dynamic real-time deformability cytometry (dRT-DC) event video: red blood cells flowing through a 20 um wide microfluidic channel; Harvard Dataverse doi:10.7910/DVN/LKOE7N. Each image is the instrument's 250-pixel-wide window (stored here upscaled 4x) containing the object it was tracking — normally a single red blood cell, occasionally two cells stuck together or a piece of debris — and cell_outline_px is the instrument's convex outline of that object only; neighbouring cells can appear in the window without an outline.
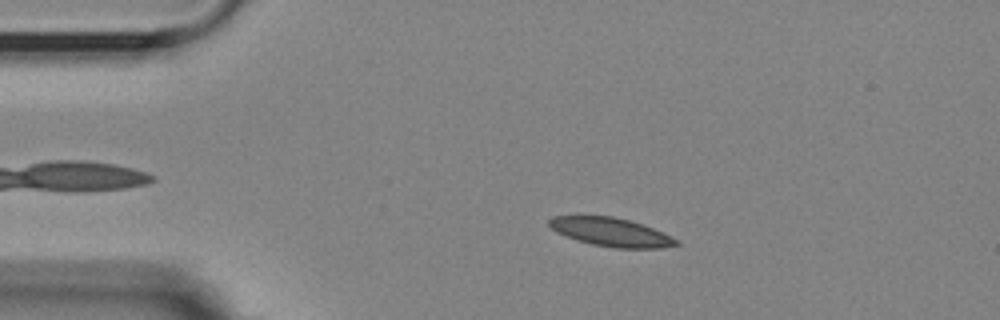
{"species": "Egyptian fruit bat (a non-hibernating species)", "species_latin": "Rousettus aegyptiacus", "temperature_condition": "room temperature", "stored_images_in_passage": 49, "camera_frame_rate_fps": 3000, "um_per_image_px": 0.085, "animal": {"sex": "female"}, "frame": {"image": 1, "passage_image": 4, "time_ms": 1.0, "image_size_px": [1000, 320], "cell_outline_px": [[680, 244], [660, 248], [612, 248], [592, 244], [556, 232], [548, 224], [548, 220], [552, 216], [612, 216], [628, 220], [652, 228], [680, 240]], "centroid_in_image_um": [51.95, 19.73], "position_along_channel_um": 33.1, "area_um2": 20.87}}
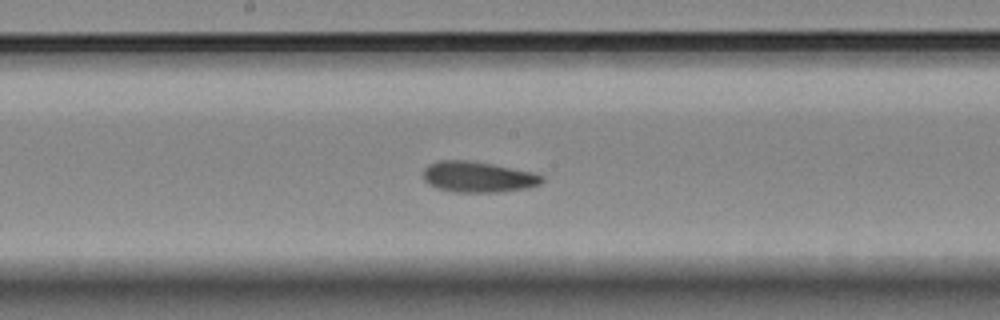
{"frame": {"image": 2, "passage_image": 22, "time_ms": 7.0, "image_size_px": [1000, 320], "cell_outline_px": [[544, 180], [540, 184], [528, 188], [504, 192], [452, 192], [436, 188], [428, 184], [424, 180], [424, 168], [428, 164], [436, 160], [468, 160], [492, 164], [532, 172], [544, 176]], "centroid_in_image_um": [40.62, 15.04], "position_along_channel_um": 207.6, "area_um2": 21.56}}
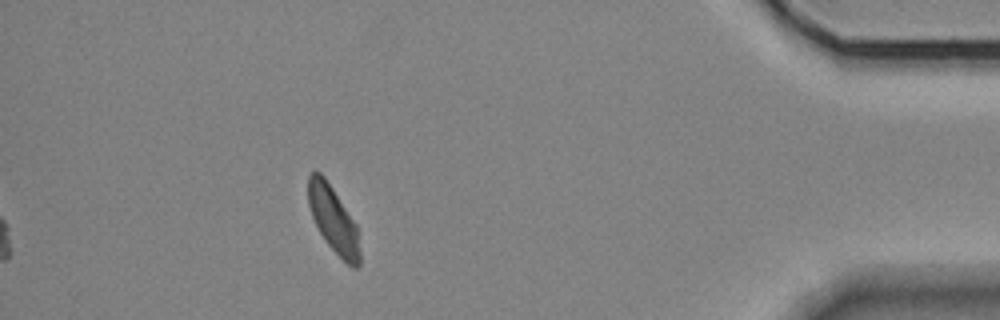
{"frame": {"image": 3, "passage_image": 43, "time_ms": 14.0, "image_size_px": [1000, 320], "cell_outline_px": [[360, 264], [356, 268], [352, 268], [324, 240], [312, 216], [308, 204], [308, 176], [312, 172], [320, 172], [324, 176], [356, 224], [360, 252]], "centroid_in_image_um": [28.33, 18.67], "position_along_channel_um": 406.9, "area_um2": 19.54}, "authors_computed_cell_mechanics": {"area_um2": 20.808, "velocity_mm_per_s": 3.5658, "shape_relaxation_time_tau1_ms": 5.7222, "shape_relaxation_time_tau2_ms": 1.85, "deformation_change_tau1": 0.1434, "deformation_change_tau2": 0.0748}}